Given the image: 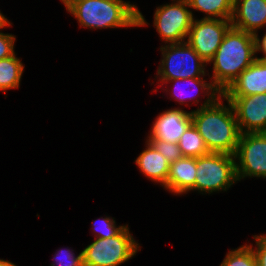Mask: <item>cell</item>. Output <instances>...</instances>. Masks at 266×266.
Returning a JSON list of instances; mask_svg holds the SVG:
<instances>
[{
	"instance_id": "cell-16",
	"label": "cell",
	"mask_w": 266,
	"mask_h": 266,
	"mask_svg": "<svg viewBox=\"0 0 266 266\" xmlns=\"http://www.w3.org/2000/svg\"><path fill=\"white\" fill-rule=\"evenodd\" d=\"M180 82H183V83H186V84H189L190 86H193V88L195 87V89L198 91V96H199V90H201V92L204 93V98H205V95L207 94L208 97H219L221 94V92L213 85L212 82H209L207 83L203 77H199V78H185V79H173V80H168L166 81L165 83H162L160 86L166 84V83H174L172 87H174L173 89H171V93L170 94V97L172 96L178 103H180V105H183L185 103H187L188 101L190 100H193L195 101L196 104H198L199 102V99L197 98L195 100V96L193 95H190V94H186V91L183 93V91L185 89L183 88H186L183 83H181L184 87L181 86ZM179 83V84H178ZM180 86V87H179ZM176 90V91H175ZM189 91V90H188ZM205 91V92H204ZM179 92V93H177ZM187 96H186V95ZM197 95V94H196ZM187 100V102H186Z\"/></svg>"
},
{
	"instance_id": "cell-25",
	"label": "cell",
	"mask_w": 266,
	"mask_h": 266,
	"mask_svg": "<svg viewBox=\"0 0 266 266\" xmlns=\"http://www.w3.org/2000/svg\"><path fill=\"white\" fill-rule=\"evenodd\" d=\"M255 240L256 247L253 248V245L250 244L252 250L254 251L257 265L258 266H266V235H253Z\"/></svg>"
},
{
	"instance_id": "cell-17",
	"label": "cell",
	"mask_w": 266,
	"mask_h": 266,
	"mask_svg": "<svg viewBox=\"0 0 266 266\" xmlns=\"http://www.w3.org/2000/svg\"><path fill=\"white\" fill-rule=\"evenodd\" d=\"M24 67L21 59L16 57V53L0 59V91L5 94L6 90L19 88Z\"/></svg>"
},
{
	"instance_id": "cell-26",
	"label": "cell",
	"mask_w": 266,
	"mask_h": 266,
	"mask_svg": "<svg viewBox=\"0 0 266 266\" xmlns=\"http://www.w3.org/2000/svg\"><path fill=\"white\" fill-rule=\"evenodd\" d=\"M255 37V49H256V54L259 53V52H262L263 53V57H257V59H260V60H264L266 61V32L265 34L262 36V39L259 38V35L258 34H255L254 35Z\"/></svg>"
},
{
	"instance_id": "cell-8",
	"label": "cell",
	"mask_w": 266,
	"mask_h": 266,
	"mask_svg": "<svg viewBox=\"0 0 266 266\" xmlns=\"http://www.w3.org/2000/svg\"><path fill=\"white\" fill-rule=\"evenodd\" d=\"M237 181L266 178V132L241 133L235 153Z\"/></svg>"
},
{
	"instance_id": "cell-4",
	"label": "cell",
	"mask_w": 266,
	"mask_h": 266,
	"mask_svg": "<svg viewBox=\"0 0 266 266\" xmlns=\"http://www.w3.org/2000/svg\"><path fill=\"white\" fill-rule=\"evenodd\" d=\"M128 225L110 238H94L82 250L84 266H119L133 258L141 250Z\"/></svg>"
},
{
	"instance_id": "cell-23",
	"label": "cell",
	"mask_w": 266,
	"mask_h": 266,
	"mask_svg": "<svg viewBox=\"0 0 266 266\" xmlns=\"http://www.w3.org/2000/svg\"><path fill=\"white\" fill-rule=\"evenodd\" d=\"M171 164L183 156L178 143L166 142L161 140H148Z\"/></svg>"
},
{
	"instance_id": "cell-3",
	"label": "cell",
	"mask_w": 266,
	"mask_h": 266,
	"mask_svg": "<svg viewBox=\"0 0 266 266\" xmlns=\"http://www.w3.org/2000/svg\"><path fill=\"white\" fill-rule=\"evenodd\" d=\"M255 59L254 35L231 26L214 57L208 62L213 63L210 81L222 94Z\"/></svg>"
},
{
	"instance_id": "cell-10",
	"label": "cell",
	"mask_w": 266,
	"mask_h": 266,
	"mask_svg": "<svg viewBox=\"0 0 266 266\" xmlns=\"http://www.w3.org/2000/svg\"><path fill=\"white\" fill-rule=\"evenodd\" d=\"M222 97L231 102L241 133L266 132V93Z\"/></svg>"
},
{
	"instance_id": "cell-28",
	"label": "cell",
	"mask_w": 266,
	"mask_h": 266,
	"mask_svg": "<svg viewBox=\"0 0 266 266\" xmlns=\"http://www.w3.org/2000/svg\"><path fill=\"white\" fill-rule=\"evenodd\" d=\"M0 266H17V265L10 261L0 259Z\"/></svg>"
},
{
	"instance_id": "cell-14",
	"label": "cell",
	"mask_w": 266,
	"mask_h": 266,
	"mask_svg": "<svg viewBox=\"0 0 266 266\" xmlns=\"http://www.w3.org/2000/svg\"><path fill=\"white\" fill-rule=\"evenodd\" d=\"M196 158L182 157L170 164L166 185L163 187L174 195L195 191Z\"/></svg>"
},
{
	"instance_id": "cell-22",
	"label": "cell",
	"mask_w": 266,
	"mask_h": 266,
	"mask_svg": "<svg viewBox=\"0 0 266 266\" xmlns=\"http://www.w3.org/2000/svg\"><path fill=\"white\" fill-rule=\"evenodd\" d=\"M73 251L74 250L70 248L64 251L63 249H59L55 252L53 258L55 261L52 262L50 266H84L82 251L77 256H75Z\"/></svg>"
},
{
	"instance_id": "cell-24",
	"label": "cell",
	"mask_w": 266,
	"mask_h": 266,
	"mask_svg": "<svg viewBox=\"0 0 266 266\" xmlns=\"http://www.w3.org/2000/svg\"><path fill=\"white\" fill-rule=\"evenodd\" d=\"M15 40L16 37L14 35L0 32V59H5L15 54Z\"/></svg>"
},
{
	"instance_id": "cell-1",
	"label": "cell",
	"mask_w": 266,
	"mask_h": 266,
	"mask_svg": "<svg viewBox=\"0 0 266 266\" xmlns=\"http://www.w3.org/2000/svg\"><path fill=\"white\" fill-rule=\"evenodd\" d=\"M222 95L207 97L191 111L192 124L199 131L209 152L235 155L241 132L229 100L224 105Z\"/></svg>"
},
{
	"instance_id": "cell-9",
	"label": "cell",
	"mask_w": 266,
	"mask_h": 266,
	"mask_svg": "<svg viewBox=\"0 0 266 266\" xmlns=\"http://www.w3.org/2000/svg\"><path fill=\"white\" fill-rule=\"evenodd\" d=\"M230 27L231 20L211 18H201L199 20L194 18L186 41L208 64Z\"/></svg>"
},
{
	"instance_id": "cell-19",
	"label": "cell",
	"mask_w": 266,
	"mask_h": 266,
	"mask_svg": "<svg viewBox=\"0 0 266 266\" xmlns=\"http://www.w3.org/2000/svg\"><path fill=\"white\" fill-rule=\"evenodd\" d=\"M183 157H200L209 152L199 131L191 124L180 137L178 142Z\"/></svg>"
},
{
	"instance_id": "cell-21",
	"label": "cell",
	"mask_w": 266,
	"mask_h": 266,
	"mask_svg": "<svg viewBox=\"0 0 266 266\" xmlns=\"http://www.w3.org/2000/svg\"><path fill=\"white\" fill-rule=\"evenodd\" d=\"M99 222V225L97 224ZM91 225L95 232V238H110L117 235L126 225L116 226L114 218L109 216L98 218Z\"/></svg>"
},
{
	"instance_id": "cell-27",
	"label": "cell",
	"mask_w": 266,
	"mask_h": 266,
	"mask_svg": "<svg viewBox=\"0 0 266 266\" xmlns=\"http://www.w3.org/2000/svg\"><path fill=\"white\" fill-rule=\"evenodd\" d=\"M11 25L12 23H10V21L5 18V16L0 11V29L10 27Z\"/></svg>"
},
{
	"instance_id": "cell-6",
	"label": "cell",
	"mask_w": 266,
	"mask_h": 266,
	"mask_svg": "<svg viewBox=\"0 0 266 266\" xmlns=\"http://www.w3.org/2000/svg\"><path fill=\"white\" fill-rule=\"evenodd\" d=\"M235 156L210 152L196 158L195 191H227L237 182Z\"/></svg>"
},
{
	"instance_id": "cell-5",
	"label": "cell",
	"mask_w": 266,
	"mask_h": 266,
	"mask_svg": "<svg viewBox=\"0 0 266 266\" xmlns=\"http://www.w3.org/2000/svg\"><path fill=\"white\" fill-rule=\"evenodd\" d=\"M162 59L159 63L156 78L165 83L173 79L204 77L207 63L193 50L187 41L166 44L160 47Z\"/></svg>"
},
{
	"instance_id": "cell-20",
	"label": "cell",
	"mask_w": 266,
	"mask_h": 266,
	"mask_svg": "<svg viewBox=\"0 0 266 266\" xmlns=\"http://www.w3.org/2000/svg\"><path fill=\"white\" fill-rule=\"evenodd\" d=\"M220 266H258L257 260L250 245H242L229 250Z\"/></svg>"
},
{
	"instance_id": "cell-12",
	"label": "cell",
	"mask_w": 266,
	"mask_h": 266,
	"mask_svg": "<svg viewBox=\"0 0 266 266\" xmlns=\"http://www.w3.org/2000/svg\"><path fill=\"white\" fill-rule=\"evenodd\" d=\"M231 26L258 34L266 26V0H234Z\"/></svg>"
},
{
	"instance_id": "cell-29",
	"label": "cell",
	"mask_w": 266,
	"mask_h": 266,
	"mask_svg": "<svg viewBox=\"0 0 266 266\" xmlns=\"http://www.w3.org/2000/svg\"><path fill=\"white\" fill-rule=\"evenodd\" d=\"M173 2H184V3H189L190 0H172Z\"/></svg>"
},
{
	"instance_id": "cell-18",
	"label": "cell",
	"mask_w": 266,
	"mask_h": 266,
	"mask_svg": "<svg viewBox=\"0 0 266 266\" xmlns=\"http://www.w3.org/2000/svg\"><path fill=\"white\" fill-rule=\"evenodd\" d=\"M191 9L205 13L203 18L231 20L234 0H190Z\"/></svg>"
},
{
	"instance_id": "cell-7",
	"label": "cell",
	"mask_w": 266,
	"mask_h": 266,
	"mask_svg": "<svg viewBox=\"0 0 266 266\" xmlns=\"http://www.w3.org/2000/svg\"><path fill=\"white\" fill-rule=\"evenodd\" d=\"M193 20L188 3L172 2L156 8L153 25L166 45L185 42Z\"/></svg>"
},
{
	"instance_id": "cell-2",
	"label": "cell",
	"mask_w": 266,
	"mask_h": 266,
	"mask_svg": "<svg viewBox=\"0 0 266 266\" xmlns=\"http://www.w3.org/2000/svg\"><path fill=\"white\" fill-rule=\"evenodd\" d=\"M66 10L89 29L148 26L143 14L130 1L61 0Z\"/></svg>"
},
{
	"instance_id": "cell-15",
	"label": "cell",
	"mask_w": 266,
	"mask_h": 266,
	"mask_svg": "<svg viewBox=\"0 0 266 266\" xmlns=\"http://www.w3.org/2000/svg\"><path fill=\"white\" fill-rule=\"evenodd\" d=\"M146 149L136 158L135 163L147 179L166 185L169 175L170 163L167 159L147 140Z\"/></svg>"
},
{
	"instance_id": "cell-13",
	"label": "cell",
	"mask_w": 266,
	"mask_h": 266,
	"mask_svg": "<svg viewBox=\"0 0 266 266\" xmlns=\"http://www.w3.org/2000/svg\"><path fill=\"white\" fill-rule=\"evenodd\" d=\"M266 93V61H255L231 83L222 96H251Z\"/></svg>"
},
{
	"instance_id": "cell-11",
	"label": "cell",
	"mask_w": 266,
	"mask_h": 266,
	"mask_svg": "<svg viewBox=\"0 0 266 266\" xmlns=\"http://www.w3.org/2000/svg\"><path fill=\"white\" fill-rule=\"evenodd\" d=\"M192 124L191 111L171 108L160 113L154 120L146 140L178 143L185 130Z\"/></svg>"
}]
</instances>
